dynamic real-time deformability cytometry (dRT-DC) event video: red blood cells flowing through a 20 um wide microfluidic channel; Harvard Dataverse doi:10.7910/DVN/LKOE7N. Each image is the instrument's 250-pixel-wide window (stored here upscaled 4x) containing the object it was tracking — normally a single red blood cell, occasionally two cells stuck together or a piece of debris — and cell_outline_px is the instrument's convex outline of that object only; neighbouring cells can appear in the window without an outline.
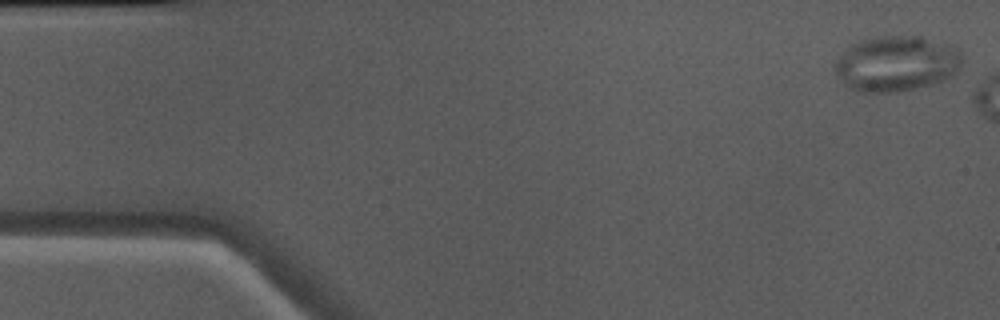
{"species": "Egyptian fruit bat (a non-hibernating species)", "species_latin": "Rousettus aegyptiacus", "temperature_condition": "warm", "stored_images_in_passage": 6, "camera_frame_rate_fps": 3000, "um_per_image_px": 0.085, "animal": {"sex": "male"}, "frame": {"image": 1, "passage_image": 1, "time_ms": 0.0, "image_size_px": [1000, 320], "cell_outline_px": [[964, 60], [960, 68], [952, 76], [944, 80], [932, 84], [916, 88], [896, 92], [864, 92], [852, 88], [844, 84], [836, 72], [832, 64], [856, 40], [880, 36], [920, 36], [952, 44], [960, 52]], "centroid_in_image_um": [76.23, 5.39], "position_along_channel_um": 8.8, "area_um2": 41.44}}